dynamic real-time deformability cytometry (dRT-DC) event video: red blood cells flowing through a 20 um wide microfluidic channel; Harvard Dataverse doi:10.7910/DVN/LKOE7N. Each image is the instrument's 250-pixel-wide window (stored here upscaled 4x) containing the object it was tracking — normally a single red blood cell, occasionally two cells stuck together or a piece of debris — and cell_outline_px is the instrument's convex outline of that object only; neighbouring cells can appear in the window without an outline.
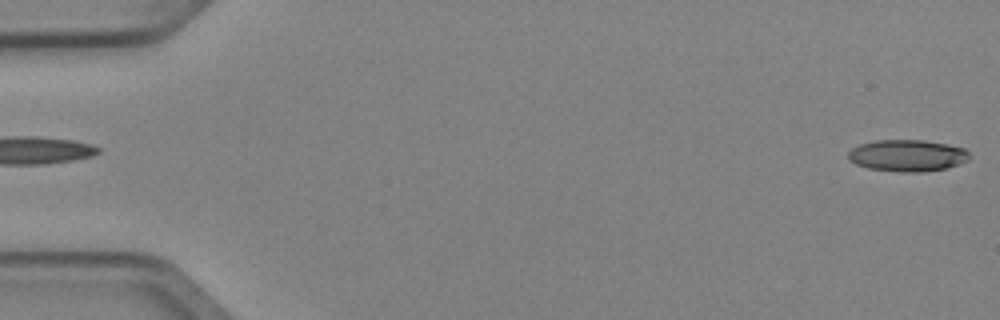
{"species": "Egyptian fruit bat (a non-hibernating species)", "species_latin": "Rousettus aegyptiacus", "temperature_condition": "cold", "stored_images_in_passage": 4, "segment_of_instrument_passage": [2, 2], "camera_frame_rate_fps": 3000, "um_per_image_px": 0.085, "animal": {"sex": "female"}, "frame": {"image": 1, "passage_image": 4, "time_ms": 1.0, "image_size_px": [1000, 320], "cell_outline_px": [[968, 160], [960, 164], [948, 168], [924, 172], [900, 172], [868, 168], [856, 164], [848, 160], [848, 152], [852, 148], [860, 144], [876, 140], [924, 140], [948, 144], [964, 148], [968, 152]], "centroid_in_image_um": [77.13, 13.22], "position_along_channel_um": 7.9, "area_um2": 22.54}}